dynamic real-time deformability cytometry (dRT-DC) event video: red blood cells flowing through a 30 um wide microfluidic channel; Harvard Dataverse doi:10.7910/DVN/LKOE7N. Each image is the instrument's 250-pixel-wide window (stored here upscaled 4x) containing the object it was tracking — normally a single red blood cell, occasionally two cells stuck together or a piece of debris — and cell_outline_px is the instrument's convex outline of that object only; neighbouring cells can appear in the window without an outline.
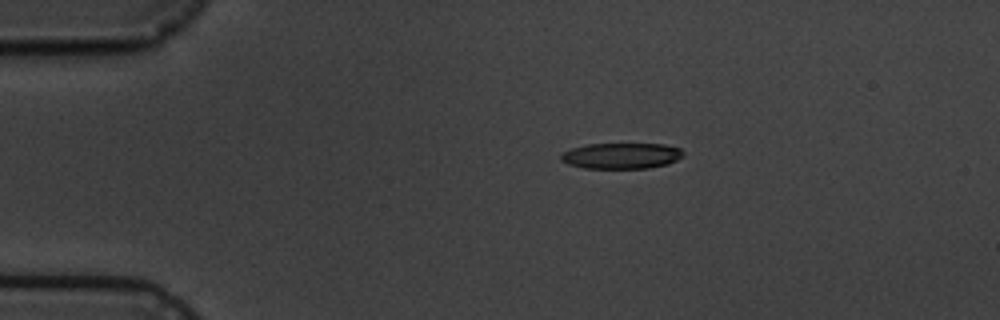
{"species": "common noctule bat (a hibernating species)", "species_latin": "Nyctalus noctula", "temperature_condition": "cold", "stored_images_in_passage": 4, "camera_frame_rate_fps": 3000, "um_per_image_px": 0.085, "animal": {"sex": "male", "body_mass_g": 19.5, "forearm_length_mm": 54.6}, "frame": {"image": 1, "passage_image": 3, "time_ms": 2.333, "image_size_px": [1000, 320], "cell_outline_px": [[684, 156], [668, 164], [648, 168], [584, 168], [568, 164], [560, 160], [560, 152], [572, 148], [588, 144], [664, 144], [680, 148], [684, 152]], "centroid_in_image_um": [52.81, 13.24], "position_along_channel_um": 32.2, "area_um2": 18.55}}